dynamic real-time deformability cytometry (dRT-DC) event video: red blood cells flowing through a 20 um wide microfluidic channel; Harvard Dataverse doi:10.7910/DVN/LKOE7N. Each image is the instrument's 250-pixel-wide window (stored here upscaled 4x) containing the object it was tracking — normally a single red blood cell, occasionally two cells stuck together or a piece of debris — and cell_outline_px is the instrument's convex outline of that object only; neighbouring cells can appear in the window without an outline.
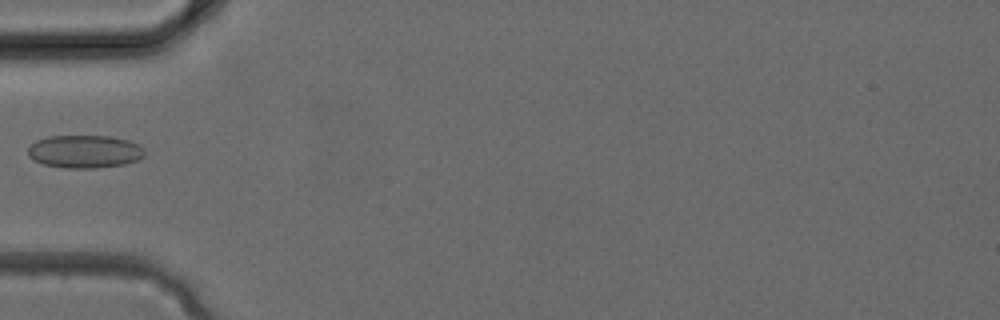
{"species": "common noctule bat (a hibernating species)", "species_latin": "Nyctalus noctula", "temperature_condition": "cold", "stored_images_in_passage": 4, "camera_frame_rate_fps": 3000, "um_per_image_px": 0.085, "animal": {"sex": "female", "body_mass_g": 24.6, "forearm_length_mm": 56.2}, "frame": {"image": 1, "passage_image": 4, "time_ms": 1.0, "image_size_px": [1000, 320], "cell_outline_px": [[144, 156], [140, 160], [124, 164], [96, 168], [68, 168], [44, 164], [28, 156], [28, 148], [36, 140], [48, 136], [108, 136], [128, 140], [144, 148]], "centroid_in_image_um": [7.21, 12.88], "position_along_channel_um": 77.8, "area_um2": 22.31}}